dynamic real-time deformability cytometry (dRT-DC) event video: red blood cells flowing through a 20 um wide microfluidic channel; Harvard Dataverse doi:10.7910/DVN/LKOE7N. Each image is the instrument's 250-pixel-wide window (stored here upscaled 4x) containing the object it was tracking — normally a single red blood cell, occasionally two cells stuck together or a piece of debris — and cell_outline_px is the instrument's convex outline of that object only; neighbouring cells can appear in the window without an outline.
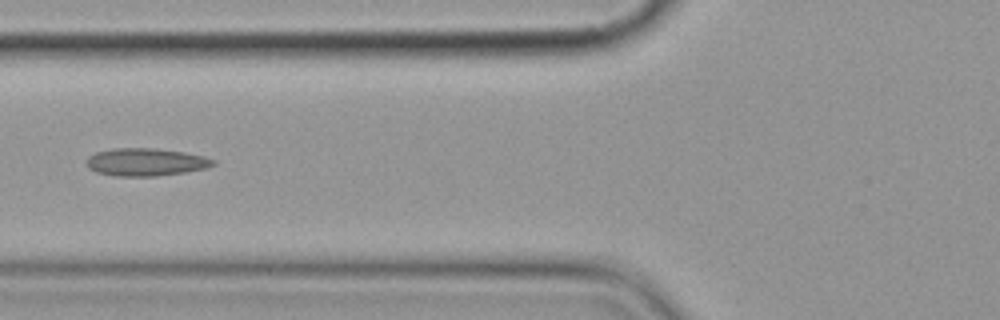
{"species": "common noctule bat (a hibernating species)", "species_latin": "Nyctalus noctula", "temperature_condition": "cold", "stored_images_in_passage": 5, "camera_frame_rate_fps": 3000, "um_per_image_px": 0.085, "animal": {"sex": "female", "body_mass_g": 19.9}, "frame": {"image": 1, "passage_image": 3, "time_ms": 2.333, "image_size_px": [1000, 320], "cell_outline_px": [[216, 164], [208, 168], [184, 172], [156, 176], [116, 176], [96, 172], [88, 168], [88, 156], [96, 152], [112, 148], [152, 148], [184, 152], [204, 156], [216, 160]], "centroid_in_image_um": [12.42, 13.77], "position_along_channel_um": 113.4, "area_um2": 20.46}}
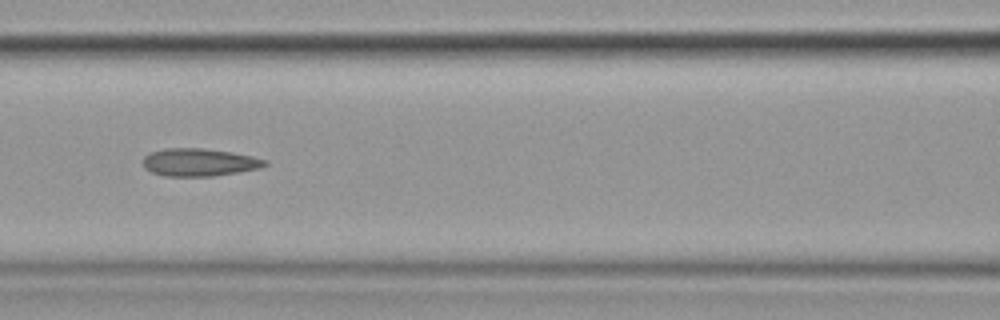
{"frame": {"image": 2, "passage_image": 4, "time_ms": 3.333, "image_size_px": [1000, 320], "cell_outline_px": [[268, 164], [260, 168], [212, 176], [164, 176], [152, 172], [144, 168], [144, 156], [148, 152], [164, 148], [204, 148], [232, 152], [252, 156], [268, 160]], "centroid_in_image_um": [16.92, 13.78], "position_along_channel_um": 149.7, "area_um2": 19.77}}
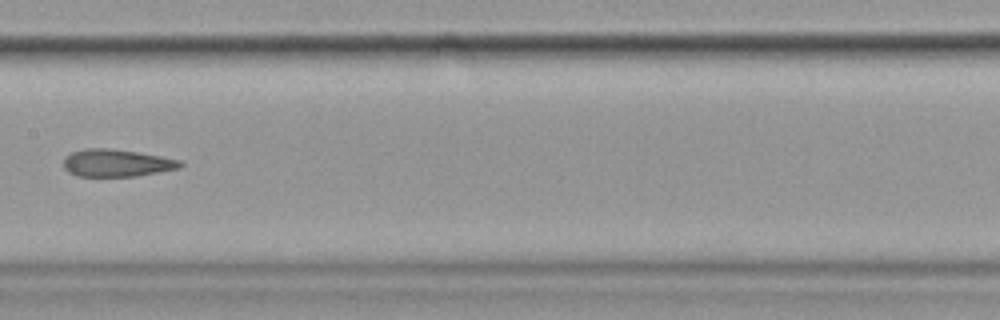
{"frame": {"image": 3, "passage_image": 5, "time_ms": 4.667, "image_size_px": [1000, 320], "cell_outline_px": [[184, 164], [180, 168], [160, 172], [136, 176], [76, 176], [68, 172], [64, 168], [64, 156], [72, 152], [84, 148], [112, 148], [160, 156], [180, 160]], "centroid_in_image_um": [9.9, 13.85], "position_along_channel_um": 197.5, "area_um2": 18.73}}